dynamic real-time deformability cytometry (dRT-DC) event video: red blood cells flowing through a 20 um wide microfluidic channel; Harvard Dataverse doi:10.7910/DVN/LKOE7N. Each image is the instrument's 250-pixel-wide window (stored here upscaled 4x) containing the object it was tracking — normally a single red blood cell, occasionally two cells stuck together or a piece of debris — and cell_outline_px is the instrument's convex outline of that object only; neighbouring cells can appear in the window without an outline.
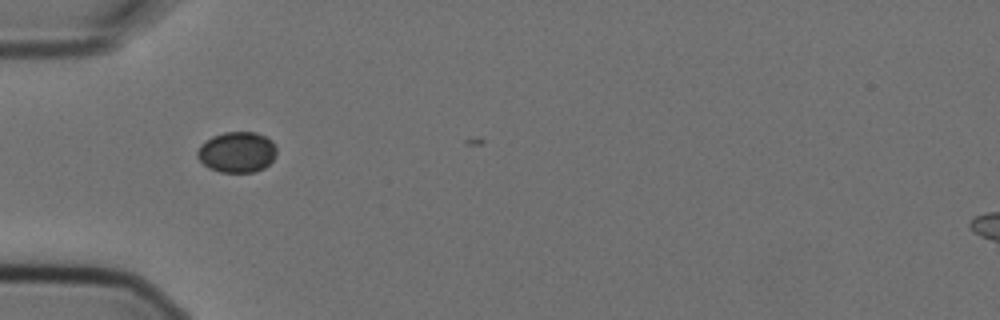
{"species": "Egyptian fruit bat (a non-hibernating species)", "species_latin": "Rousettus aegyptiacus", "temperature_condition": "cold", "stored_images_in_passage": 2, "camera_frame_rate_fps": 3000, "um_per_image_px": 0.085, "animal": {"sex": "female"}, "frame": {"image": 1, "passage_image": 1, "time_ms": 0.0, "image_size_px": [1000, 320], "cell_outline_px": [[276, 156], [264, 168], [252, 172], [220, 172], [208, 168], [196, 156], [196, 152], [200, 144], [212, 136], [224, 132], [256, 132], [272, 140], [276, 148]], "centroid_in_image_um": [20.13, 12.92], "position_along_channel_um": 64.9, "area_um2": 18.9}}